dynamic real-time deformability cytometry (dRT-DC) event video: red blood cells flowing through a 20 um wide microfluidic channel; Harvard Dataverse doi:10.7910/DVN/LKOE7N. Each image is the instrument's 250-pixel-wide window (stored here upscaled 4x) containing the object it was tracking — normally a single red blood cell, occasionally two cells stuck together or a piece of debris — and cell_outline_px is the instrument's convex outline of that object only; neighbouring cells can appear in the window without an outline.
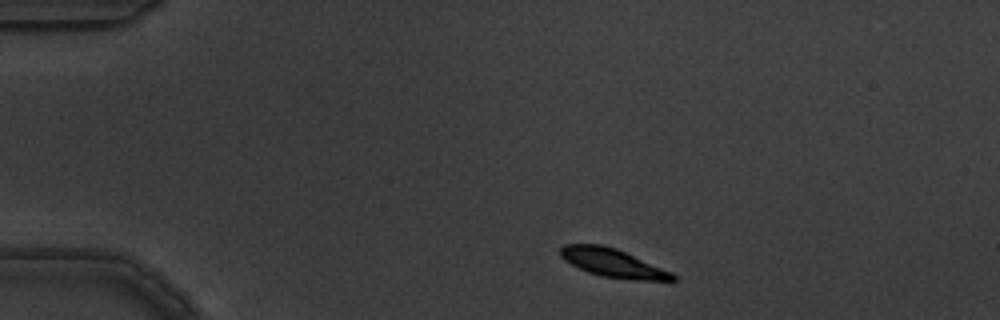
{"species": "common noctule bat (a hibernating species)", "species_latin": "Nyctalus noctula", "temperature_condition": "warm", "stored_images_in_passage": 3, "camera_frame_rate_fps": 3000, "um_per_image_px": 0.085, "animal": {"sex": "male", "body_mass_g": 19.5, "forearm_length_mm": 54.6}, "frame": {"image": 1, "passage_image": 1, "time_ms": 0.0, "image_size_px": [1000, 320], "cell_outline_px": [[676, 280], [672, 284], [600, 276], [588, 272], [564, 260], [560, 256], [560, 248], [564, 244], [600, 244], [616, 248], [672, 272], [676, 276]], "centroid_in_image_um": [52.2, 22.39], "position_along_channel_um": 32.8, "area_um2": 19.02}}